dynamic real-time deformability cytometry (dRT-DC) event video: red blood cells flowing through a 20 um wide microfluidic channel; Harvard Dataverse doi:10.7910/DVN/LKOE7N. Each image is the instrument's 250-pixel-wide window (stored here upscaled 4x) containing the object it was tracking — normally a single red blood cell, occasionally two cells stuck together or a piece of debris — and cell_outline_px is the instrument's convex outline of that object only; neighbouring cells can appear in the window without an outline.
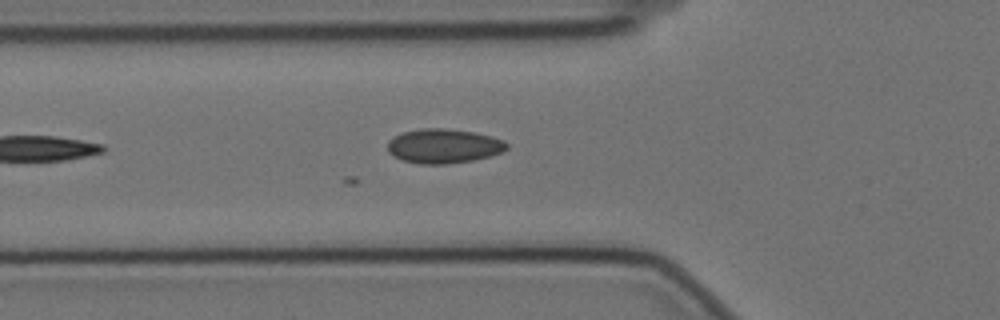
{"species": "Egyptian fruit bat (a non-hibernating species)", "species_latin": "Rousettus aegyptiacus", "temperature_condition": "cold", "stored_images_in_passage": 38, "camera_frame_rate_fps": 3000, "um_per_image_px": 0.085, "animal": {"sex": "female"}, "frame": {"image": 1, "passage_image": 20, "time_ms": 6.333, "image_size_px": [1000, 320], "cell_outline_px": [[508, 148], [492, 156], [472, 160], [448, 164], [420, 164], [404, 160], [392, 156], [388, 152], [388, 140], [392, 136], [404, 132], [420, 128], [444, 128], [472, 132], [492, 136], [504, 140], [508, 144]], "centroid_in_image_um": [37.69, 12.41], "position_along_channel_um": 88.1, "area_um2": 23.99}}
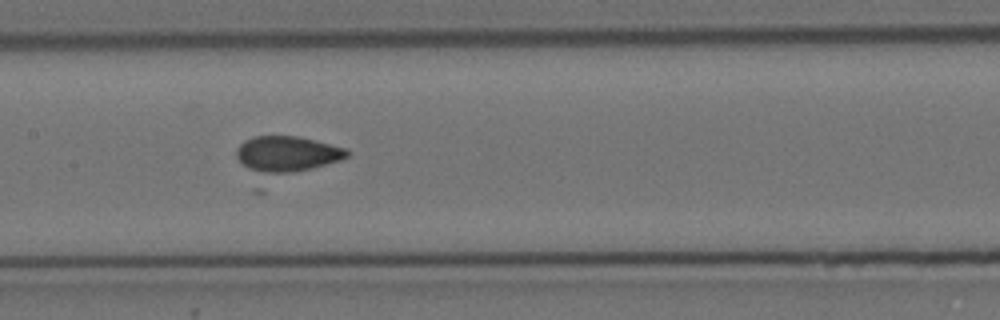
{"frame": {"image": 2, "passage_image": 28, "time_ms": 9.0, "image_size_px": [1000, 320], "cell_outline_px": [[348, 156], [340, 160], [312, 168], [292, 172], [268, 176], [264, 176], [248, 168], [236, 156], [236, 148], [244, 140], [252, 136], [296, 136], [348, 148]], "centroid_in_image_um": [24.36, 13.1], "position_along_channel_um": 183.0, "area_um2": 23.18}}
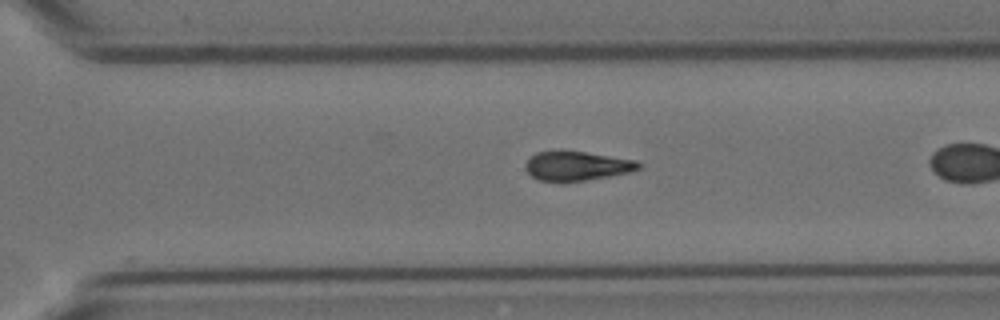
{"frame": {"image": 3, "passage_image": 37, "time_ms": 12.0, "image_size_px": [1000, 320], "cell_outline_px": [[640, 168], [632, 172], [584, 180], [536, 180], [524, 168], [524, 164], [536, 152], [560, 148], [564, 148], [636, 160], [640, 164]], "centroid_in_image_um": [49.0, 14.04], "position_along_channel_um": 321.6, "area_um2": 19.59}}